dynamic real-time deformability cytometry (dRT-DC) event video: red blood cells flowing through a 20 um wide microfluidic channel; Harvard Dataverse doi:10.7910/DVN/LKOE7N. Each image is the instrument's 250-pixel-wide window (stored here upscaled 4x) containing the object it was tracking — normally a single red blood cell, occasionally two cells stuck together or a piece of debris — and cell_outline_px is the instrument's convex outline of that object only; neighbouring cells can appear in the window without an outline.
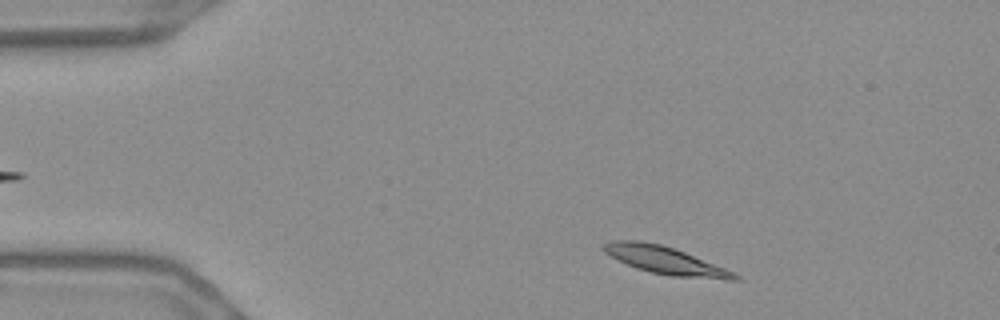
{"species": "Egyptian fruit bat (a non-hibernating species)", "species_latin": "Rousettus aegyptiacus", "temperature_condition": "warm", "stored_images_in_passage": 48, "camera_frame_rate_fps": 3000, "um_per_image_px": 0.085, "frame": {"image": 1, "passage_image": 1, "time_ms": 0.0, "image_size_px": [1000, 320], "cell_outline_px": [[740, 280], [728, 280], [672, 276], [652, 272], [636, 268], [604, 252], [600, 248], [600, 244], [612, 240], [640, 240], [660, 244], [684, 252], [724, 268], [740, 276]], "centroid_in_image_um": [56.5, 22.12], "position_along_channel_um": 28.5, "area_um2": 20.81}}
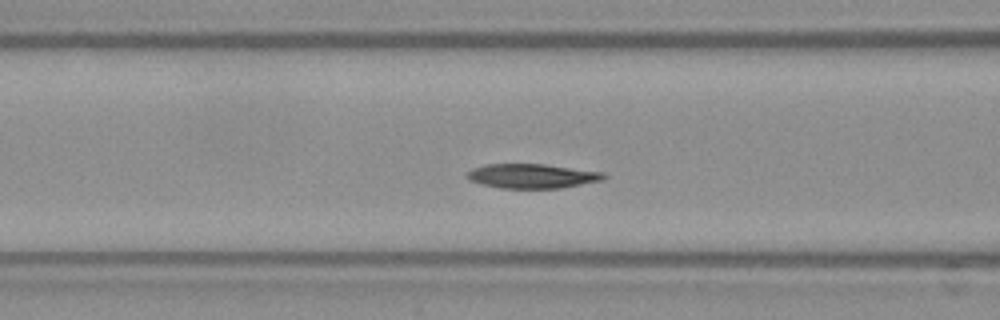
{"frame": {"image": 2, "passage_image": 14, "time_ms": 4.333, "image_size_px": [1000, 320], "cell_outline_px": [[608, 176], [604, 180], [560, 188], [500, 188], [480, 184], [468, 180], [464, 176], [472, 168], [484, 164], [544, 164], [604, 172]], "centroid_in_image_um": [45.2, 14.96], "position_along_channel_um": 121.4, "area_um2": 19.65}}
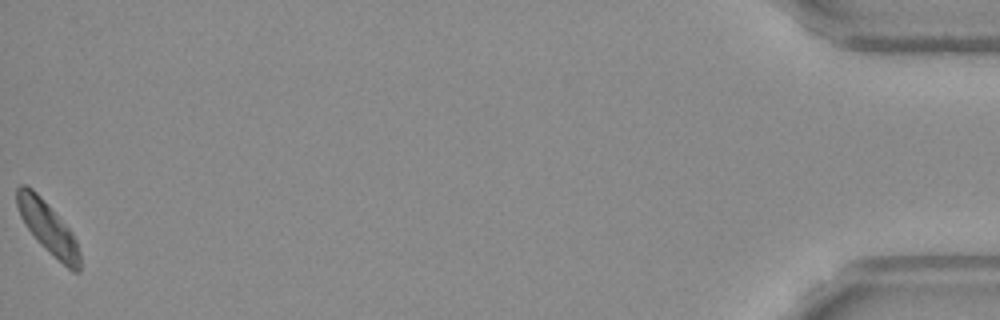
{"frame": {"image": 3, "passage_image": 48, "time_ms": 15.667, "image_size_px": [1000, 320], "cell_outline_px": [[80, 272], [72, 272], [40, 244], [24, 224], [20, 216], [16, 204], [16, 188], [20, 184], [24, 184], [32, 188], [40, 196], [72, 232], [76, 240], [80, 252]], "centroid_in_image_um": [4.06, 19.35], "position_along_channel_um": 431.1, "area_um2": 18.9}, "authors_computed_cell_mechanics": {"area_um2": 19.5653, "velocity_mm_per_s": 3.605, "shape_relaxation_time_tau1_ms": 3.8585, "shape_relaxation_time_tau2_ms": null, "deformation_change_tau1": 0.1194, "deformation_change_tau2": null}}